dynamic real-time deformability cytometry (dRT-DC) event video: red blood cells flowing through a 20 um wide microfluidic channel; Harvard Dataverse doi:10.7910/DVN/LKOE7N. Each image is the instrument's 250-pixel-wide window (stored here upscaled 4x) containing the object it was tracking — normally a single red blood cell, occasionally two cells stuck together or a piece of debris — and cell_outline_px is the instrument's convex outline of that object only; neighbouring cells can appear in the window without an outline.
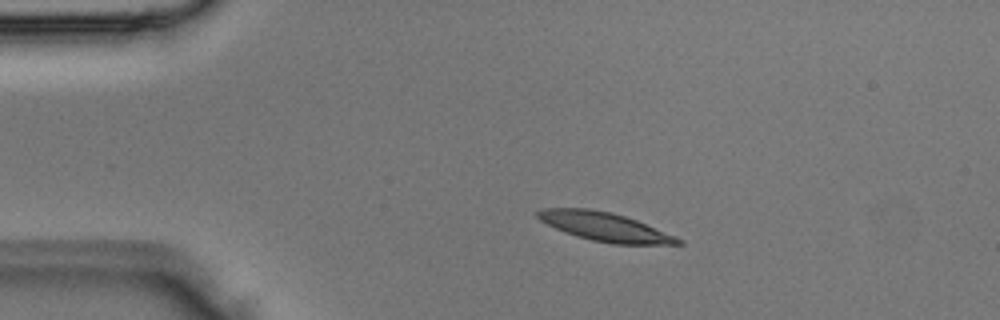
{"species": "Egyptian fruit bat (a non-hibernating species)", "species_latin": "Rousettus aegyptiacus", "temperature_condition": "room temperature", "stored_images_in_passage": 3, "camera_frame_rate_fps": 3000, "um_per_image_px": 0.085, "animal": {"sex": "male"}, "frame": {"image": 1, "passage_image": 2, "time_ms": 0.333, "image_size_px": [1000, 320], "cell_outline_px": [[684, 244], [612, 244], [592, 240], [576, 236], [564, 232], [540, 220], [536, 216], [536, 212], [544, 208], [588, 208], [612, 212], [636, 220], [676, 236], [684, 240]], "centroid_in_image_um": [51.42, 19.27], "position_along_channel_um": 33.6, "area_um2": 23.41}}